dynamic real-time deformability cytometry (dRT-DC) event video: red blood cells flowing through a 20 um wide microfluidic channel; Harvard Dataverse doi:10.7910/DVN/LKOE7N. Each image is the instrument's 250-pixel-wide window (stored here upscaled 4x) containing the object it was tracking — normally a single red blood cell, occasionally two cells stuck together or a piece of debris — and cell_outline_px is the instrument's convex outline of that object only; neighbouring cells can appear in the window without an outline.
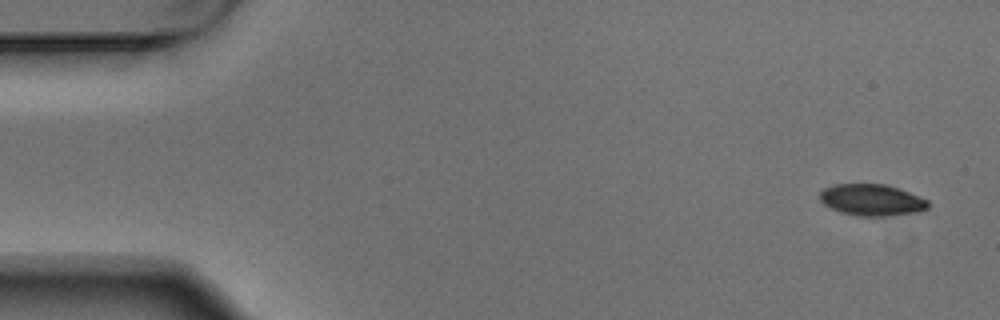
{"species": "Egyptian fruit bat (a non-hibernating species)", "species_latin": "Rousettus aegyptiacus", "temperature_condition": "warm", "stored_images_in_passage": 9, "camera_frame_rate_fps": 3000, "um_per_image_px": 0.085, "animal": {"sex": "male"}, "frame": {"image": 1, "passage_image": 1, "time_ms": 0.0, "image_size_px": [1000, 320], "cell_outline_px": [[928, 208], [920, 212], [888, 216], [856, 216], [840, 212], [824, 204], [820, 200], [820, 192], [824, 188], [836, 184], [884, 184], [908, 192], [928, 200]], "centroid_in_image_um": [74.1, 17.01], "position_along_channel_um": 10.9, "area_um2": 19.83}}
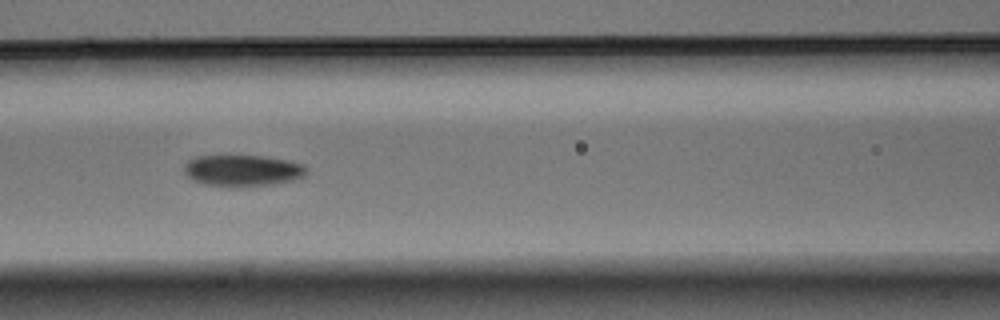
{"frame": {"image": 2, "passage_image": 7, "time_ms": 2.0, "image_size_px": [1000, 320], "cell_outline_px": [[308, 172], [300, 180], [272, 184], [240, 188], [236, 188], [204, 184], [192, 180], [184, 172], [184, 164], [188, 160], [196, 156], [264, 156], [288, 160], [304, 164], [308, 168]], "centroid_in_image_um": [20.67, 14.52], "position_along_channel_um": 145.9, "area_um2": 23.0}}
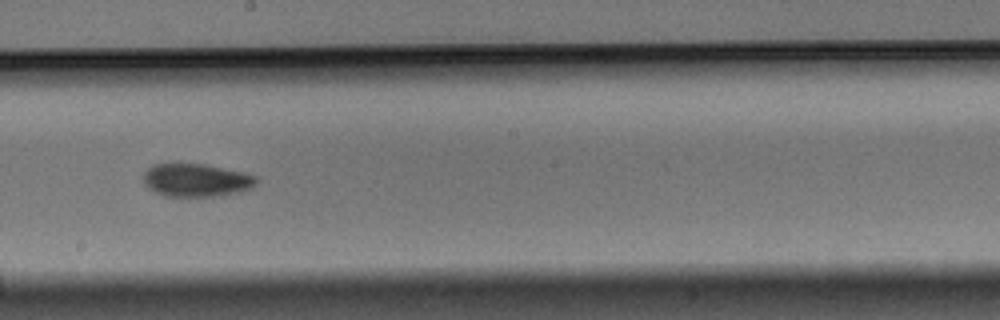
{"frame": {"image": 3, "passage_image": 9, "time_ms": 2.667, "image_size_px": [1000, 320], "cell_outline_px": [[256, 184], [252, 188], [240, 192], [220, 196], [164, 196], [156, 192], [144, 184], [144, 172], [152, 164], [204, 164], [244, 172], [256, 176]], "centroid_in_image_um": [16.7, 15.32], "position_along_channel_um": 231.5, "area_um2": 21.73}}